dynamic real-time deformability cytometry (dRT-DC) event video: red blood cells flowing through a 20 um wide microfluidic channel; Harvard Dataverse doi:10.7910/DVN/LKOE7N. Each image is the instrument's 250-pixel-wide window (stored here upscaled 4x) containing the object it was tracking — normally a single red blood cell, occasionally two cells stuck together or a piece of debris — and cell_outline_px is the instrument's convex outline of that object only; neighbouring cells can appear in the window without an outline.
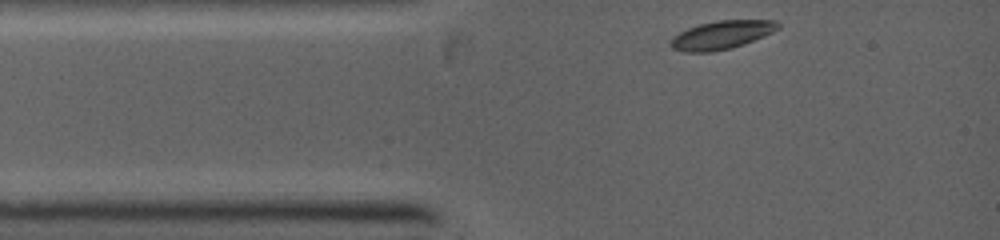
{"species": "common noctule bat (a hibernating species)", "species_latin": "Nyctalus noctula", "temperature_condition": "warm", "stored_images_in_passage": 56, "camera_frame_rate_fps": 5000, "um_per_image_px": 0.085, "animal": {"sex": "female", "body_mass_g": 19.0, "forearm_length_mm": 53.3}, "frame": {"image": 1, "passage_image": 1, "time_ms": 0.0, "image_size_px": [1000, 240], "cell_outline_px": [[780, 28], [764, 36], [744, 44], [732, 48], [712, 52], [684, 52], [672, 48], [668, 44], [672, 36], [688, 28], [700, 24], [716, 20], [776, 20], [780, 24]], "centroid_in_image_um": [61.32, 2.97], "position_along_channel_um": 23.7, "area_um2": 17.92}}
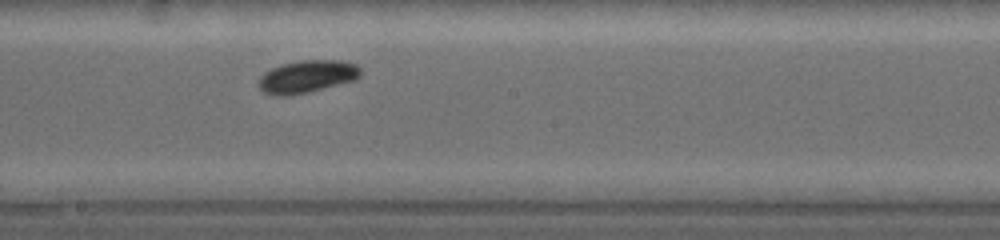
{"frame": {"image": 2, "passage_image": 35, "time_ms": 4.8, "image_size_px": [1000, 240], "cell_outline_px": [[360, 76], [356, 80], [308, 92], [284, 96], [272, 96], [264, 92], [256, 84], [260, 76], [264, 72], [280, 64], [300, 60], [340, 60], [356, 64], [360, 68]], "centroid_in_image_um": [26.07, 6.5], "position_along_channel_um": 222.1, "area_um2": 19.54}}
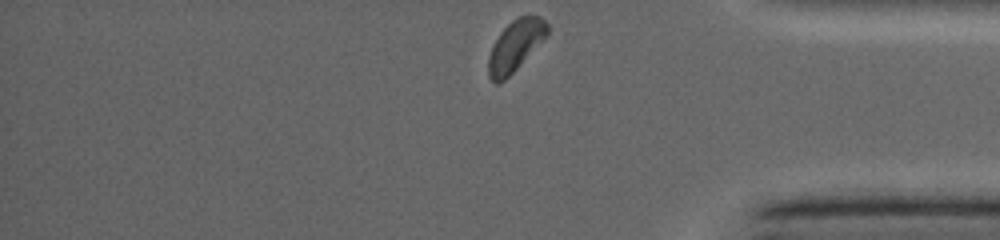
{"frame": {"image": 3, "passage_image": 56, "time_ms": 8.8, "image_size_px": [1000, 240], "cell_outline_px": [[548, 32], [516, 68], [504, 80], [496, 84], [488, 76], [488, 56], [500, 32], [516, 16], [540, 16], [548, 24]], "centroid_in_image_um": [43.77, 3.86], "position_along_channel_um": 391.4, "area_um2": 16.82}}